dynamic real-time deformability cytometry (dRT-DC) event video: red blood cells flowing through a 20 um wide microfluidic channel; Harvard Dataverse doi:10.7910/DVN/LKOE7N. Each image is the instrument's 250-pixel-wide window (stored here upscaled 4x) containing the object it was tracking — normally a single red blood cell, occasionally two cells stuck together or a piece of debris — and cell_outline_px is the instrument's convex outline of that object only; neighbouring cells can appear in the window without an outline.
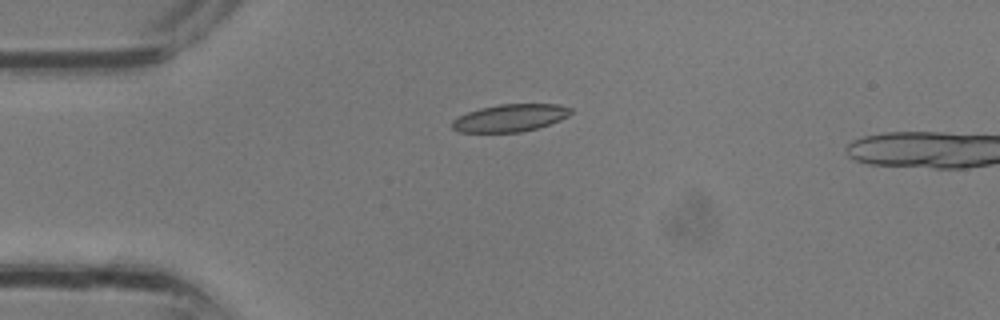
{"species": "common noctule bat (a hibernating species)", "species_latin": "Nyctalus noctula", "temperature_condition": "room temperature", "stored_images_in_passage": 2, "camera_frame_rate_fps": 3000, "um_per_image_px": 0.085, "animal": {"sex": "male", "body_mass_g": 13.3}, "frame": {"image": 1, "passage_image": 1, "time_ms": 0.0, "image_size_px": [1000, 320], "cell_outline_px": [[572, 112], [568, 116], [560, 120], [536, 128], [520, 132], [460, 132], [452, 128], [452, 120], [468, 112], [480, 108], [500, 104], [560, 104], [572, 108]], "centroid_in_image_um": [43.38, 10.01], "position_along_channel_um": 41.6, "area_um2": 18.84}}